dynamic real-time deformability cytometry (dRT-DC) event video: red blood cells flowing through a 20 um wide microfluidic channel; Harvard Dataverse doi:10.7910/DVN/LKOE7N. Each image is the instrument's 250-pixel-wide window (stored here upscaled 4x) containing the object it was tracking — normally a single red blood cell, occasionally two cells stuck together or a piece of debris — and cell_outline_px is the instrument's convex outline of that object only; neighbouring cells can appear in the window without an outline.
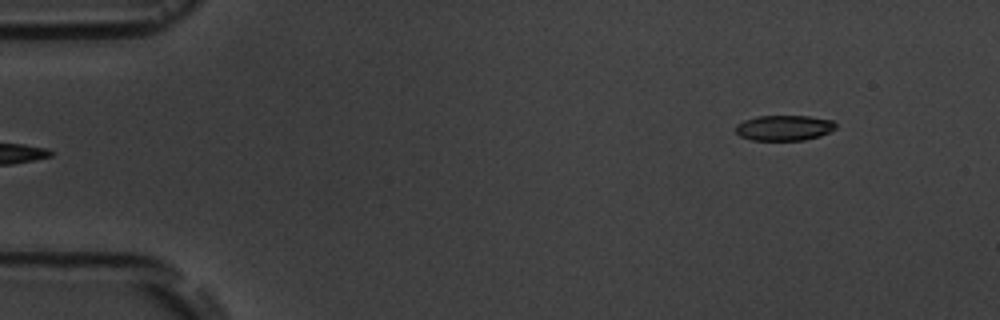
{"species": "common noctule bat (a hibernating species)", "species_latin": "Nyctalus noctula", "temperature_condition": "room temperature", "stored_images_in_passage": 6, "camera_frame_rate_fps": 3000, "um_per_image_px": 0.085, "animal": {"sex": "male", "body_mass_g": 19.5, "forearm_length_mm": 54.6}, "frame": {"image": 1, "passage_image": 6, "time_ms": 5.667, "image_size_px": [1000, 320], "cell_outline_px": [[836, 128], [820, 136], [804, 140], [752, 140], [740, 136], [736, 132], [736, 124], [744, 120], [756, 116], [808, 116], [832, 120], [836, 124]], "centroid_in_image_um": [66.64, 10.86], "position_along_channel_um": 18.4, "area_um2": 14.8}}